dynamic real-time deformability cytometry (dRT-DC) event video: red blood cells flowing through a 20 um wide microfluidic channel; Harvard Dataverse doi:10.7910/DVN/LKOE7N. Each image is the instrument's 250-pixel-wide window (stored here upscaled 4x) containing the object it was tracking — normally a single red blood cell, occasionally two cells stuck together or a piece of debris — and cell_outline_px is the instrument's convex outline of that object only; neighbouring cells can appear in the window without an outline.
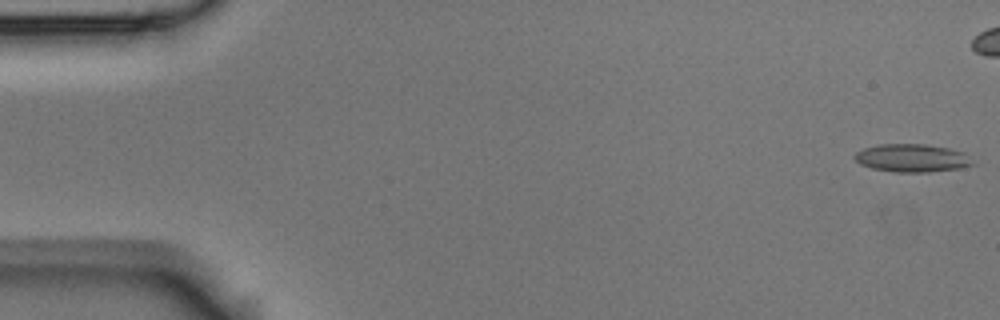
{"species": "Egyptian fruit bat (a non-hibernating species)", "species_latin": "Rousettus aegyptiacus", "temperature_condition": "room temperature", "stored_images_in_passage": 6, "camera_frame_rate_fps": 3000, "um_per_image_px": 0.085, "animal": {"sex": "male"}, "frame": {"image": 1, "passage_image": 1, "time_ms": 0.0, "image_size_px": [1000, 320], "cell_outline_px": [[976, 164], [956, 168], [928, 172], [896, 172], [872, 168], [860, 164], [852, 156], [856, 152], [864, 148], [876, 144], [924, 144], [948, 148], [964, 152]], "centroid_in_image_um": [77.49, 13.42], "position_along_channel_um": 7.5, "area_um2": 19.19}}
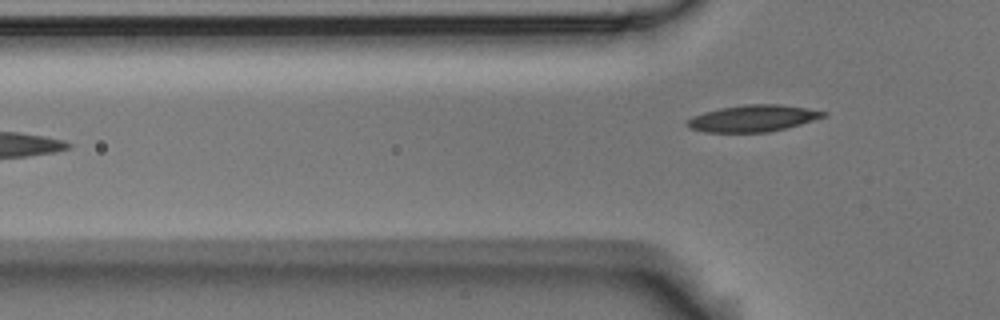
{"frame": {"image": 2, "passage_image": 6, "time_ms": 1.667, "image_size_px": [1000, 320], "cell_outline_px": [[828, 112], [824, 116], [800, 124], [768, 132], [704, 132], [692, 128], [684, 124], [692, 116], [704, 112], [720, 108], [744, 104], [780, 104]], "centroid_in_image_um": [63.95, 10.05], "position_along_channel_um": 61.8, "area_um2": 20.87}}